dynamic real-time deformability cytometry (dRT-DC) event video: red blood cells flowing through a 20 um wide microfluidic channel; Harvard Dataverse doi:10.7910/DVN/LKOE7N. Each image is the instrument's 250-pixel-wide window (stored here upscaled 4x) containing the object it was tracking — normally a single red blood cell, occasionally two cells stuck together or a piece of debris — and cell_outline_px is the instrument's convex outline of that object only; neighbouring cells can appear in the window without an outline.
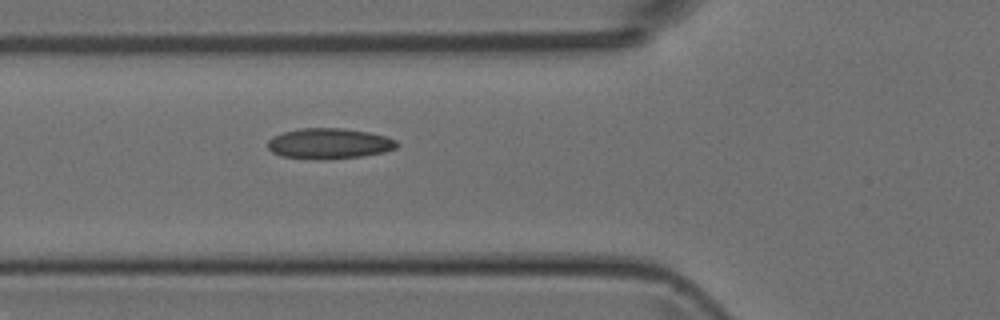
{"species": "Egyptian fruit bat (a non-hibernating species)", "species_latin": "Rousettus aegyptiacus", "temperature_condition": "room temperature", "stored_images_in_passage": 2, "camera_frame_rate_fps": 3000, "um_per_image_px": 0.085, "animal": {"sex": "female"}, "frame": {"image": 1, "passage_image": 2, "time_ms": 1.0, "image_size_px": [1000, 320], "cell_outline_px": [[400, 144], [396, 148], [384, 152], [360, 156], [280, 156], [272, 152], [268, 148], [268, 140], [272, 136], [284, 132], [300, 128], [344, 128], [368, 132], [384, 136], [396, 140]], "centroid_in_image_um": [28.0, 12.14], "position_along_channel_um": 97.8, "area_um2": 21.91}}